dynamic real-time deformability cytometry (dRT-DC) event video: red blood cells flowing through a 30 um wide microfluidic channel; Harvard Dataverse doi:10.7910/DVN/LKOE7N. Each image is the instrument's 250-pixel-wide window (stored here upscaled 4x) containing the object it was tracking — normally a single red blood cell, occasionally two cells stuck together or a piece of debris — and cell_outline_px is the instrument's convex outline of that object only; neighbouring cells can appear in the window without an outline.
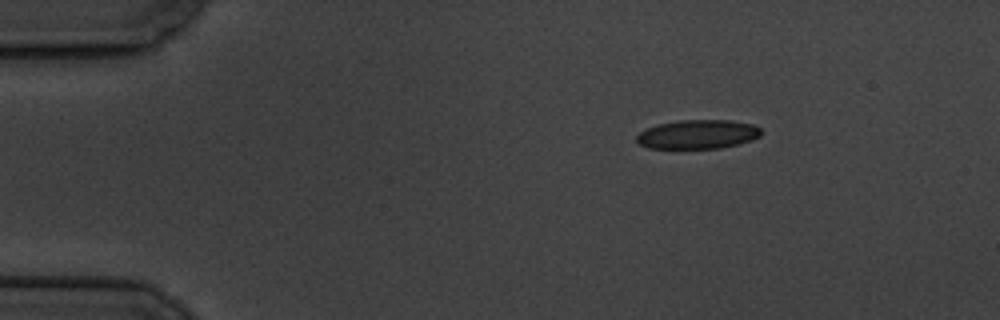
{"species": "common noctule bat (a hibernating species)", "species_latin": "Nyctalus noctula", "temperature_condition": "cold", "stored_images_in_passage": 49, "camera_frame_rate_fps": 3000, "um_per_image_px": 0.085, "animal": {"sex": "male", "body_mass_g": 19.5, "forearm_length_mm": 54.6}, "frame": {"image": 1, "passage_image": 1, "time_ms": 0.0, "image_size_px": [1000, 320], "cell_outline_px": [[764, 132], [760, 136], [752, 140], [720, 148], [648, 148], [640, 144], [636, 140], [636, 136], [640, 132], [648, 128], [660, 124], [680, 120], [728, 120], [752, 124], [760, 128]], "centroid_in_image_um": [59.34, 11.42], "position_along_channel_um": 25.7, "area_um2": 20.92}}
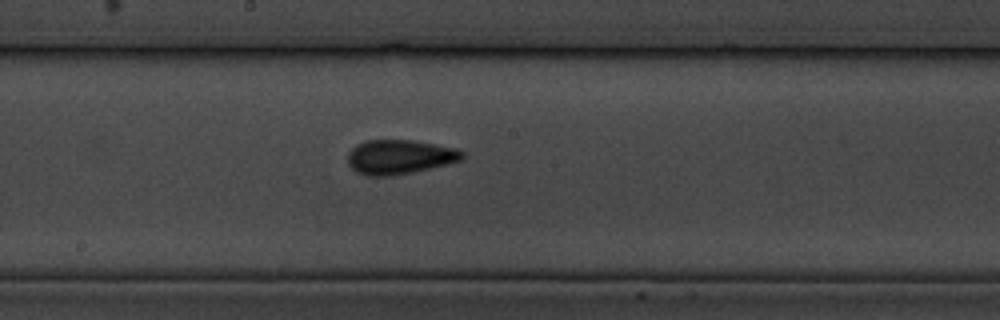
{"frame": {"image": 2, "passage_image": 23, "time_ms": 7.333, "image_size_px": [1000, 320], "cell_outline_px": [[464, 156], [460, 160], [448, 164], [412, 172], [388, 176], [368, 176], [356, 172], [348, 164], [348, 152], [356, 144], [364, 140], [412, 140], [436, 144], [456, 148], [464, 152]], "centroid_in_image_um": [33.94, 13.33], "position_along_channel_um": 214.3, "area_um2": 23.0}}
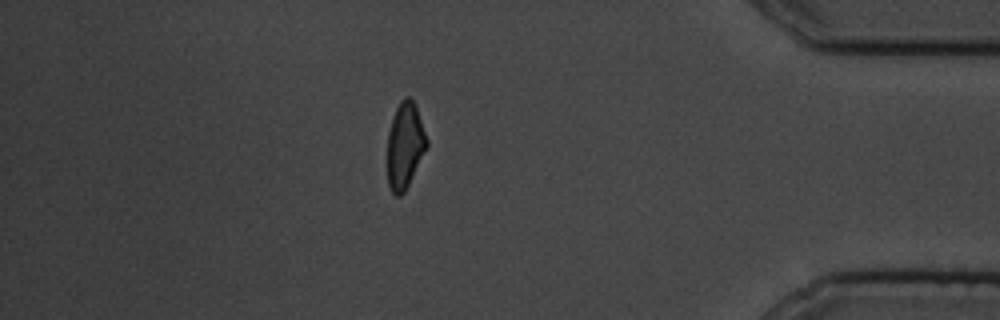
{"frame": {"image": 3, "passage_image": 42, "time_ms": 13.667, "image_size_px": [1000, 320], "cell_outline_px": [[428, 144], [404, 192], [400, 196], [396, 196], [392, 192], [388, 184], [388, 132], [392, 116], [400, 100], [404, 96], [408, 96], [416, 104], [428, 140]], "centroid_in_image_um": [34.41, 12.31], "position_along_channel_um": 400.8, "area_um2": 19.65}, "authors_computed_cell_mechanics": {"area_um2": 21.2704, "velocity_mm_per_s": 3.5069, "shape_relaxation_time_tau1_ms": 5.7629, "shape_relaxation_time_tau2_ms": 2.3369, "deformation_change_tau1": 0.1283, "deformation_change_tau2": 0.0969}}